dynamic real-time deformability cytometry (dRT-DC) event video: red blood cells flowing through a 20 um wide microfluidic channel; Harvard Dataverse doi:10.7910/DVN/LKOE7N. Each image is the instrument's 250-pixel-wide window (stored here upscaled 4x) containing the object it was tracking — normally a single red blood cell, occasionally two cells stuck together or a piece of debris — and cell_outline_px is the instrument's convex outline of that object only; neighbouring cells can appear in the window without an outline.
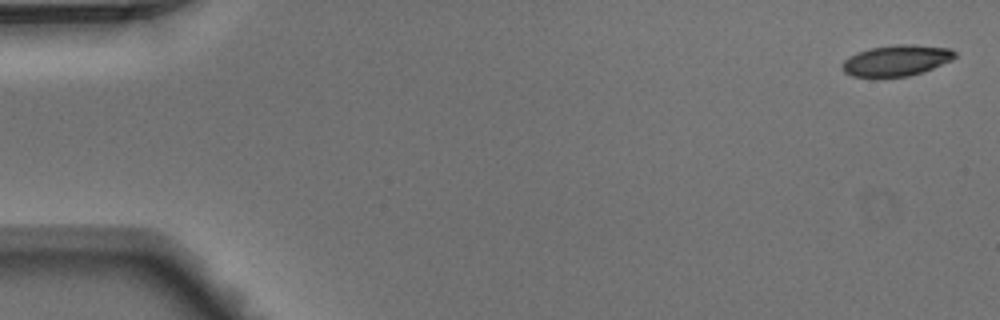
{"species": "Egyptian fruit bat (a non-hibernating species)", "species_latin": "Rousettus aegyptiacus", "temperature_condition": "warm", "stored_images_in_passage": 7, "camera_frame_rate_fps": 3000, "um_per_image_px": 0.085, "animal": {"sex": "male"}, "frame": {"image": 1, "passage_image": 1, "time_ms": 0.0, "image_size_px": [1000, 320], "cell_outline_px": [[956, 56], [952, 60], [932, 68], [908, 76], [852, 76], [844, 72], [840, 68], [840, 64], [848, 56], [856, 52], [872, 48], [896, 44], [912, 44], [952, 48], [956, 52]], "centroid_in_image_um": [76.18, 5.12], "position_along_channel_um": 8.8, "area_um2": 20.29}}
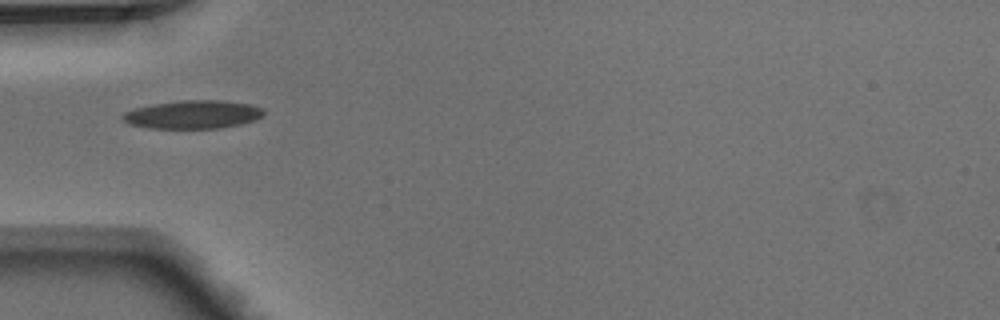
{"frame": {"image": 2, "passage_image": 4, "time_ms": 1.0, "image_size_px": [1000, 320], "cell_outline_px": [[264, 116], [256, 120], [240, 124], [220, 128], [148, 128], [128, 124], [120, 116], [124, 112], [136, 108], [152, 104], [184, 100], [224, 100], [252, 104], [264, 108]], "centroid_in_image_um": [16.44, 9.73], "position_along_channel_um": 68.6, "area_um2": 23.47}}
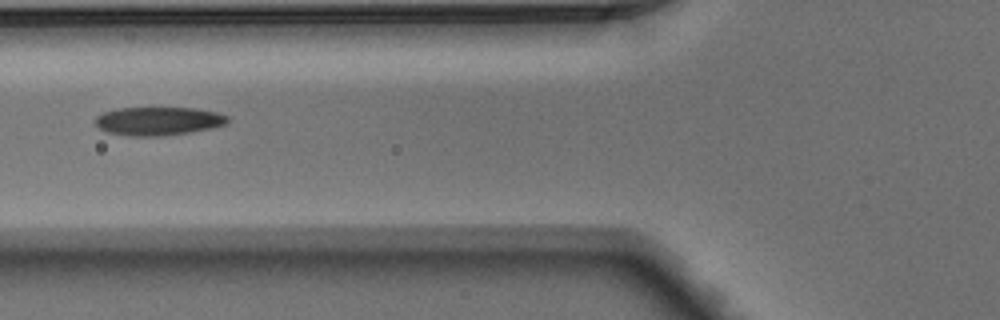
{"frame": {"image": 3, "passage_image": 5, "time_ms": 1.333, "image_size_px": [1000, 320], "cell_outline_px": [[228, 124], [212, 128], [192, 132], [160, 136], [128, 136], [108, 132], [100, 128], [96, 124], [96, 116], [104, 112], [120, 108], [196, 108], [216, 112], [228, 116]], "centroid_in_image_um": [13.49, 10.29], "position_along_channel_um": 112.3, "area_um2": 21.91}}